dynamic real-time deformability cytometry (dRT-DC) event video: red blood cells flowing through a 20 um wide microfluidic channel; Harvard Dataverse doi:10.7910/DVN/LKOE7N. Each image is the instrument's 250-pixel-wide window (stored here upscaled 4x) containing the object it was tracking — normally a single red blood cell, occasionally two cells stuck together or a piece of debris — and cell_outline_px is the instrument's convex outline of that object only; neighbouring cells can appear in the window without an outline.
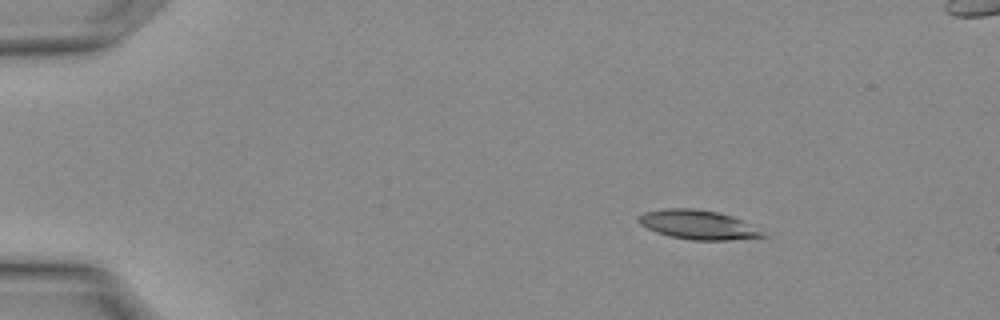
{"species": "Egyptian fruit bat (a non-hibernating species)", "species_latin": "Rousettus aegyptiacus", "temperature_condition": "warm", "stored_images_in_passage": 3, "camera_frame_rate_fps": 3000, "um_per_image_px": 0.085, "animal": {"sex": "female"}, "frame": {"image": 1, "passage_image": 1, "time_ms": 0.0, "image_size_px": [1000, 320], "cell_outline_px": [[772, 236], [728, 240], [692, 240], [668, 236], [656, 232], [640, 224], [640, 216], [644, 212], [668, 208], [692, 208], [716, 212], [732, 216]], "centroid_in_image_um": [59.36, 19.11], "position_along_channel_um": 25.6, "area_um2": 20.87}}